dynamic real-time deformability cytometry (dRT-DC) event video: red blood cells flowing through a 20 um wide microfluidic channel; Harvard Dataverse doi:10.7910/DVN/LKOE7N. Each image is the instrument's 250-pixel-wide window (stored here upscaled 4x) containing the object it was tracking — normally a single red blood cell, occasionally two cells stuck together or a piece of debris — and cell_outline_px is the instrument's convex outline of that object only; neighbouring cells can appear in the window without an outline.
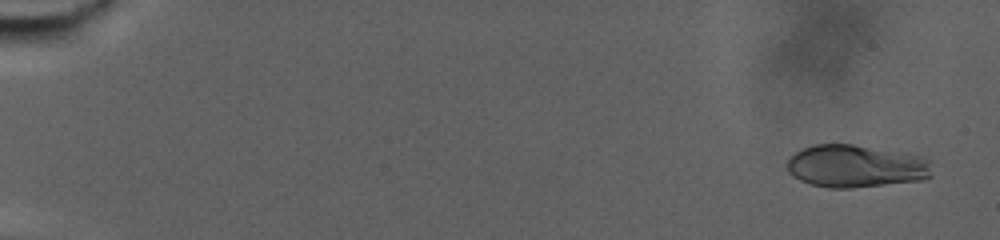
{"species": "human", "species_latin": "Homo sapiens", "temperature_condition": "warm", "stored_images_in_passage": 76, "camera_frame_rate_fps": 3000, "um_per_image_px": 0.085, "donor": {"sex": "male"}, "frame": {"image": 1, "passage_image": 2, "time_ms": 0.333, "image_size_px": [1000, 240], "cell_outline_px": [[932, 176], [920, 180], [852, 188], [828, 188], [812, 184], [800, 180], [792, 176], [788, 172], [788, 160], [796, 152], [812, 144], [852, 144], [908, 152], [924, 156], [928, 160]], "centroid_in_image_um": [72.77, 14.11], "position_along_channel_um": 12.2, "area_um2": 36.18}}
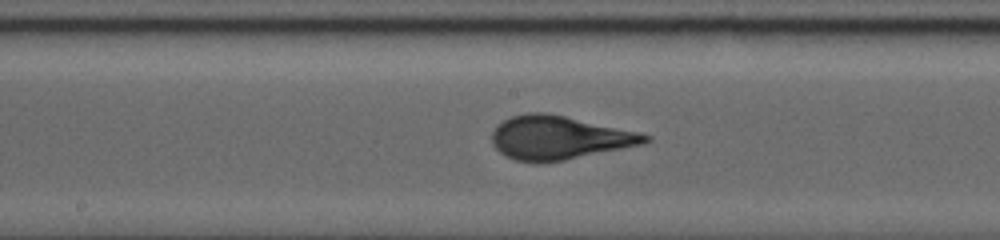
{"frame": {"image": 2, "passage_image": 42, "time_ms": 13.667, "image_size_px": [1000, 240], "cell_outline_px": [[652, 140], [644, 144], [564, 160], [540, 164], [516, 160], [500, 152], [492, 144], [492, 132], [496, 124], [512, 116], [528, 112], [544, 112], [564, 116], [640, 132], [652, 136]], "centroid_in_image_um": [47.52, 11.71], "position_along_channel_um": 200.7, "area_um2": 38.96}}
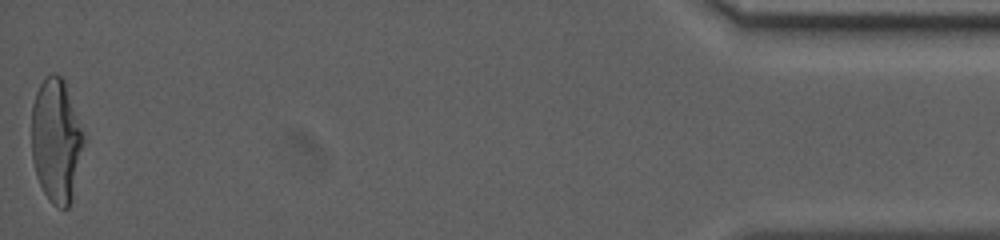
{"frame": {"image": 3, "passage_image": 76, "time_ms": 25.0, "image_size_px": [1000, 240], "cell_outline_px": [[88, 140], [72, 200], [68, 208], [56, 208], [52, 204], [44, 192], [36, 176], [32, 160], [32, 104], [36, 92], [40, 84], [52, 72], [60, 76], [64, 80]], "centroid_in_image_um": [4.84, 11.99], "position_along_channel_um": 430.4, "area_um2": 38.73}, "authors_computed_cell_mechanics": {"area_um2": 37.3388, "velocity_mm_per_s": 2.7487, "shape_relaxation_time_tau1_ms": 8.5507, "shape_relaxation_time_tau2_ms": null, "deformation_change_tau1": 0.2687, "deformation_change_tau2": null}}